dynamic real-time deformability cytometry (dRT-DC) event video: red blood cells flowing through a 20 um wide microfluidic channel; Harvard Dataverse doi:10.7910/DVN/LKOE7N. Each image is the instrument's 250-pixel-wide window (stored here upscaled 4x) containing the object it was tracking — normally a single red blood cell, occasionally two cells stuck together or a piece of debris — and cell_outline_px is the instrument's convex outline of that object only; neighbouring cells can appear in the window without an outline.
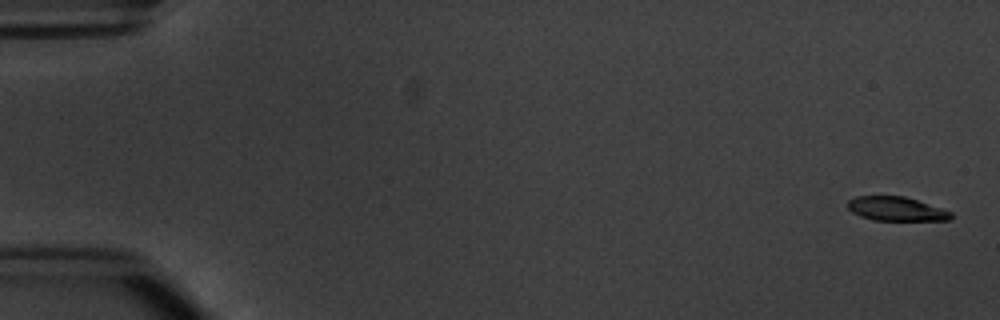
{"species": "common noctule bat (a hibernating species)", "species_latin": "Nyctalus noctula", "temperature_condition": "warm", "stored_images_in_passage": 6, "camera_frame_rate_fps": 3000, "um_per_image_px": 0.085, "animal": {"sex": "male", "body_mass_g": 20.1, "forearm_length_mm": 53.5}, "frame": {"image": 1, "passage_image": 1, "time_ms": 0.0, "image_size_px": [1000, 320], "cell_outline_px": [[952, 216], [948, 220], [872, 220], [860, 216], [852, 212], [848, 208], [848, 200], [856, 196], [904, 196], [952, 212]], "centroid_in_image_um": [76.14, 17.75], "position_along_channel_um": 8.9, "area_um2": 14.28}}
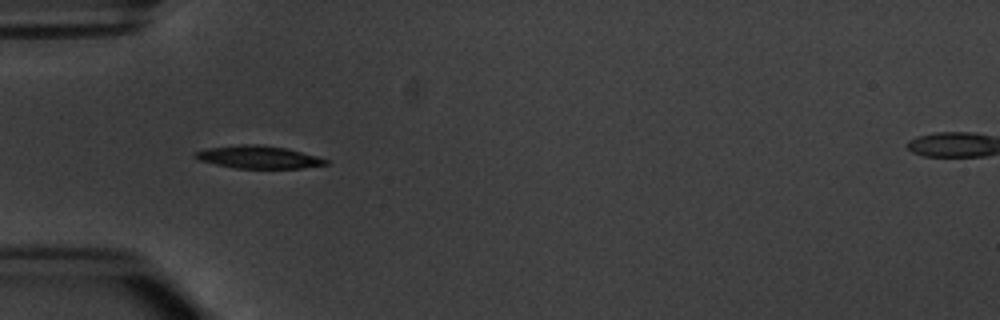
{"frame": {"image": 2, "passage_image": 5, "time_ms": 5.333, "image_size_px": [1000, 320], "cell_outline_px": [[328, 164], [300, 168], [236, 168], [216, 164], [200, 160], [192, 156], [192, 152], [208, 148], [240, 144], [256, 144], [284, 148], [316, 156], [328, 160]], "centroid_in_image_um": [21.91, 13.35], "position_along_channel_um": 63.1, "area_um2": 16.99}}